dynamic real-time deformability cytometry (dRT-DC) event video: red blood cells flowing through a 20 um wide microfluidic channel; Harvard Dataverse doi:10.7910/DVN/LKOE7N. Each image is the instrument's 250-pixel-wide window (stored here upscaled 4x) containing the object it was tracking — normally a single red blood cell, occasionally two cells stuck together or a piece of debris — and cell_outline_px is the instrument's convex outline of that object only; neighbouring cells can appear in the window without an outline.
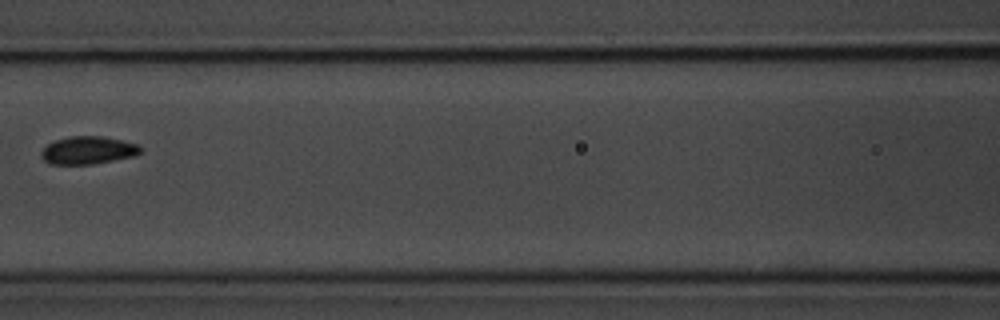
{"species": "common noctule bat (a hibernating species)", "species_latin": "Nyctalus noctula", "temperature_condition": "room temperature", "stored_images_in_passage": 4, "camera_frame_rate_fps": 3000, "um_per_image_px": 0.085, "animal": {"sex": "male", "body_mass_g": 20.1, "forearm_length_mm": 53.5}, "frame": {"image": 1, "passage_image": 4, "time_ms": 3.667, "image_size_px": [1000, 320], "cell_outline_px": [[140, 152], [136, 156], [92, 164], [48, 164], [40, 156], [40, 152], [48, 144], [56, 140], [72, 136], [100, 136], [140, 144]], "centroid_in_image_um": [7.47, 12.78], "position_along_channel_um": 159.1, "area_um2": 16.01}}